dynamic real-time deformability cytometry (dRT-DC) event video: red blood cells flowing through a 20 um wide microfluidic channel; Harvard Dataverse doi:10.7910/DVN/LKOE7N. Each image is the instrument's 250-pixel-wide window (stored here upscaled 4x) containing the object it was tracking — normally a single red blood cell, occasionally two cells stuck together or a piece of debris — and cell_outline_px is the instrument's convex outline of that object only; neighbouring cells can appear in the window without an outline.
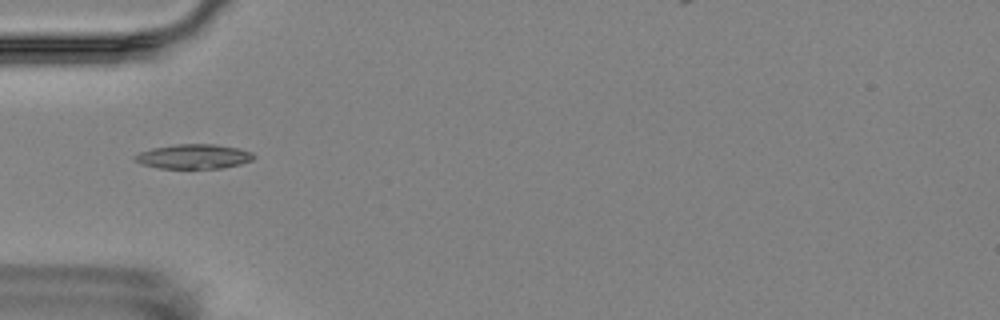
{"species": "Egyptian fruit bat (a non-hibernating species)", "species_latin": "Rousettus aegyptiacus", "temperature_condition": "room temperature", "stored_images_in_passage": 3, "camera_frame_rate_fps": 3000, "um_per_image_px": 0.085, "animal": {"sex": "female"}, "frame": {"image": 1, "passage_image": 2, "time_ms": 1.667, "image_size_px": [1000, 320], "cell_outline_px": [[256, 156], [252, 160], [240, 164], [224, 168], [156, 168], [132, 160], [132, 156], [140, 152], [152, 148], [176, 144], [216, 144], [240, 148], [252, 152]], "centroid_in_image_um": [16.47, 13.3], "position_along_channel_um": 68.5, "area_um2": 17.17}}